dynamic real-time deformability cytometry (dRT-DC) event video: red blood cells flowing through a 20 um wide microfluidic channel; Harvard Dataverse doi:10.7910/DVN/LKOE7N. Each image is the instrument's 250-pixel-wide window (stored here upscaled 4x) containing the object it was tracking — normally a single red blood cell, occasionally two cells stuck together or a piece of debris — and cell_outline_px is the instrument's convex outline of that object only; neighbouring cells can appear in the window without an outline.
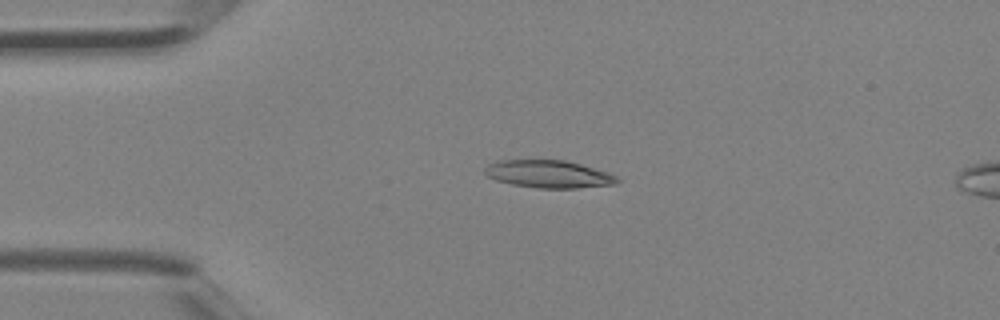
{"species": "Egyptian fruit bat (a non-hibernating species)", "species_latin": "Rousettus aegyptiacus", "temperature_condition": "room temperature", "stored_images_in_passage": 4, "camera_frame_rate_fps": 3000, "um_per_image_px": 0.085, "animal": {"sex": "female"}, "frame": {"image": 1, "passage_image": 3, "time_ms": 0.667, "image_size_px": [1000, 320], "cell_outline_px": [[620, 180], [616, 184], [576, 188], [540, 188], [512, 184], [496, 180], [488, 176], [484, 172], [484, 168], [488, 164], [500, 160], [564, 160], [580, 164], [608, 172], [616, 176]], "centroid_in_image_um": [46.63, 14.79], "position_along_channel_um": 38.4, "area_um2": 21.15}}